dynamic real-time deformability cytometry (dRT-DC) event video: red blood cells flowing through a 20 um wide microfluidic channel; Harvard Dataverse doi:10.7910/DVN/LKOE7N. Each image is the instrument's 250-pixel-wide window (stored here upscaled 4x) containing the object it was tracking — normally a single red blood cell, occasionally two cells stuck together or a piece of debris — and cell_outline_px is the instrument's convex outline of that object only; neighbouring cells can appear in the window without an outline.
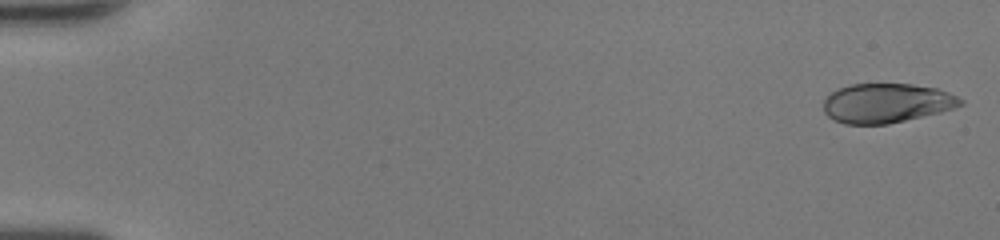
{"species": "human", "species_latin": "Homo sapiens", "temperature_condition": "room temperature", "stored_images_in_passage": 49, "camera_frame_rate_fps": 3000, "um_per_image_px": 0.085, "donor": {"sex": "female"}, "frame": {"image": 1, "passage_image": 1, "time_ms": 0.0, "image_size_px": [1000, 240], "cell_outline_px": [[964, 104], [940, 112], [888, 124], [844, 124], [828, 116], [824, 112], [824, 100], [832, 92], [840, 88], [852, 84], [912, 84], [936, 88], [948, 92], [964, 100]], "centroid_in_image_um": [75.36, 8.76], "position_along_channel_um": 9.6, "area_um2": 31.21}}
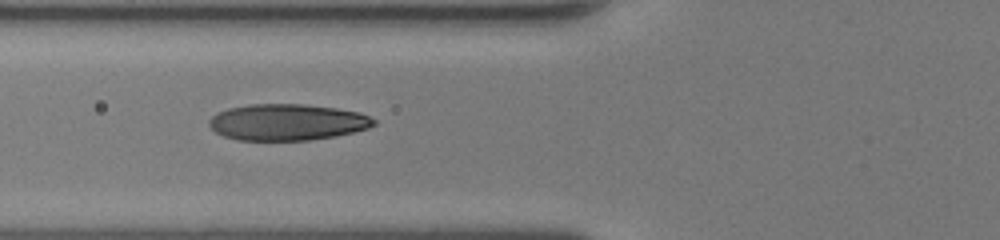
{"frame": {"image": 2, "passage_image": 20, "time_ms": 6.333, "image_size_px": [1000, 240], "cell_outline_px": [[376, 124], [368, 128], [336, 136], [308, 140], [236, 140], [224, 136], [216, 132], [208, 124], [208, 120], [216, 112], [228, 108], [252, 104], [304, 104], [336, 108], [360, 112], [376, 120]], "centroid_in_image_um": [24.4, 10.38], "position_along_channel_um": 101.4, "area_um2": 34.97}}
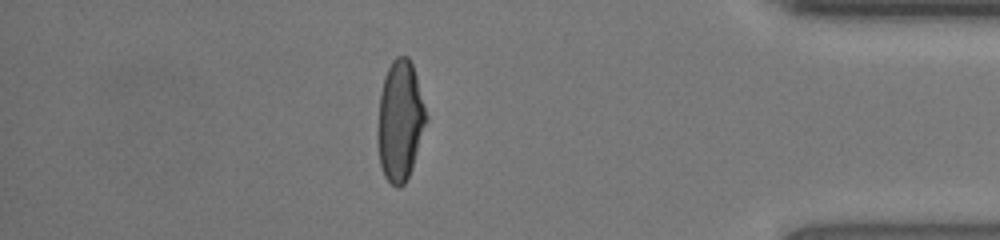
{"frame": {"image": 3, "passage_image": 43, "time_ms": 14.0, "image_size_px": [1000, 240], "cell_outline_px": [[428, 120], [412, 168], [404, 184], [400, 188], [396, 188], [384, 176], [380, 164], [380, 92], [384, 76], [392, 60], [396, 56], [408, 56], [412, 64], [416, 76], [428, 116]], "centroid_in_image_um": [34.05, 10.25], "position_along_channel_um": 401.1, "area_um2": 33.35}, "authors_computed_cell_mechanics": {"area_um2": 34.2754, "velocity_mm_per_s": 4.3341, "shape_relaxation_time_tau1_ms": 4.6093, "shape_relaxation_time_tau2_ms": null, "deformation_change_tau1": 0.2332, "deformation_change_tau2": null}}